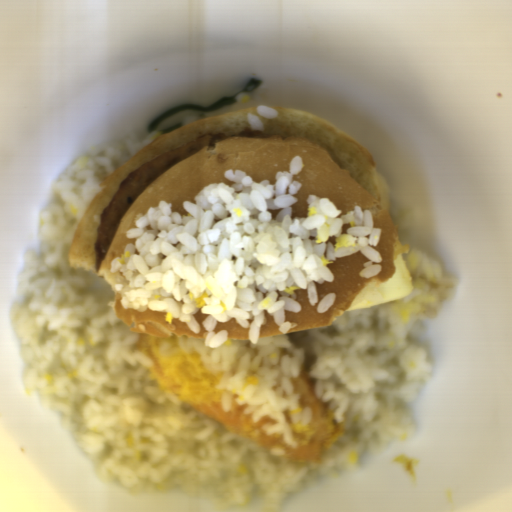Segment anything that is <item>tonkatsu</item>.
<instances>
[{"label": "tonkatsu", "mask_w": 512, "mask_h": 512, "mask_svg": "<svg viewBox=\"0 0 512 512\" xmlns=\"http://www.w3.org/2000/svg\"><path fill=\"white\" fill-rule=\"evenodd\" d=\"M149 362L146 369L162 390H168L182 405L199 416L238 435L258 447L298 464L320 463L330 448L345 432L343 422L336 419L330 402L316 397L317 378L303 369L294 379V391L300 394L299 405L311 409L308 424H295L287 409L284 420L290 425L296 446L289 444L283 433H267V426L278 421L265 416L254 422L246 414L249 405L233 403L230 410L223 405L218 387L223 376L210 370L196 353L184 352L176 336H140L133 348Z\"/></svg>", "instance_id": "1"}]
</instances>
